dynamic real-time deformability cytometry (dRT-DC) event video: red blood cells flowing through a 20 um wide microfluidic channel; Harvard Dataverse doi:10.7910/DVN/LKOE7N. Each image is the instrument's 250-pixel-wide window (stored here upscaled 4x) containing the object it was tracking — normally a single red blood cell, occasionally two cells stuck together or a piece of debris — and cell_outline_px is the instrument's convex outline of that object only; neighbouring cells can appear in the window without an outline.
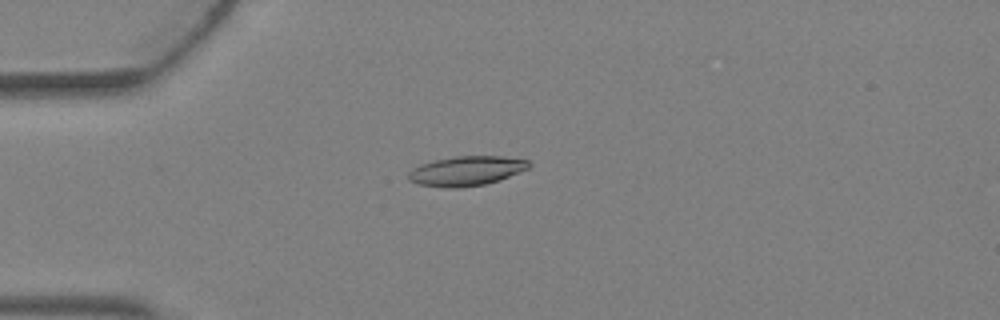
{"species": "Egyptian fruit bat (a non-hibernating species)", "species_latin": "Rousettus aegyptiacus", "temperature_condition": "warm", "stored_images_in_passage": 5, "camera_frame_rate_fps": 3000, "um_per_image_px": 0.085, "animal": {"sex": "female"}, "frame": {"image": 1, "passage_image": 4, "time_ms": 1.0, "image_size_px": [1000, 320], "cell_outline_px": [[532, 164], [528, 168], [500, 180], [484, 184], [460, 188], [448, 188], [420, 184], [408, 180], [408, 172], [412, 168], [420, 164], [436, 160], [456, 156], [500, 156], [528, 160]], "centroid_in_image_um": [39.63, 14.53], "position_along_channel_um": 45.4, "area_um2": 20.69}}